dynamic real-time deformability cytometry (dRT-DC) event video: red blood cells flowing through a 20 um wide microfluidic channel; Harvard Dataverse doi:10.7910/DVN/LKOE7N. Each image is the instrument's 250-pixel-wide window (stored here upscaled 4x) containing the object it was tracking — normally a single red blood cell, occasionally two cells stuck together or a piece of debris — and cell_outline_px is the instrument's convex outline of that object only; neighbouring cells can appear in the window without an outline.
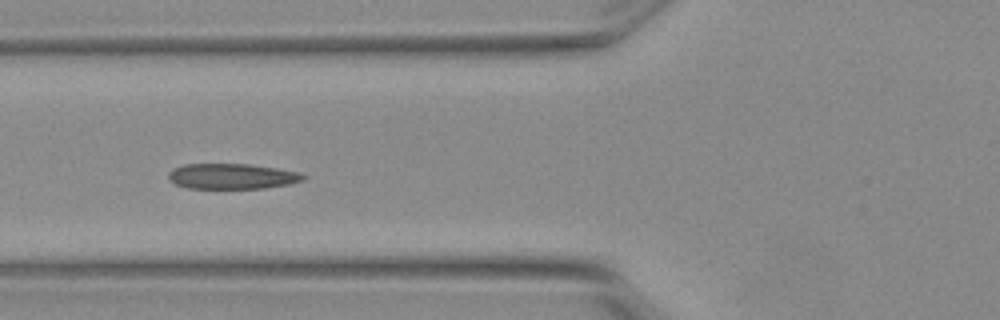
{"species": "Egyptian fruit bat (a non-hibernating species)", "species_latin": "Rousettus aegyptiacus", "temperature_condition": "warm", "stored_images_in_passage": 6, "camera_frame_rate_fps": 3000, "um_per_image_px": 0.085, "animal": {"sex": "female"}, "frame": {"image": 1, "passage_image": 5, "time_ms": 1.333, "image_size_px": [1000, 320], "cell_outline_px": [[308, 176], [304, 180], [292, 184], [264, 188], [188, 188], [176, 184], [168, 180], [168, 172], [172, 168], [184, 164], [248, 164], [276, 168], [300, 172]], "centroid_in_image_um": [19.74, 14.98], "position_along_channel_um": 106.1, "area_um2": 20.17}}
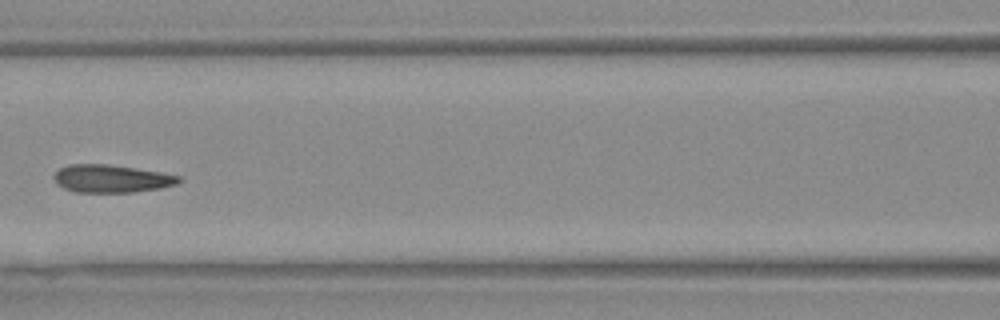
{"frame": {"image": 2, "passage_image": 6, "time_ms": 1.667, "image_size_px": [1000, 320], "cell_outline_px": [[184, 180], [176, 184], [160, 188], [136, 192], [76, 192], [64, 188], [56, 184], [52, 176], [60, 168], [68, 164], [104, 164], [160, 172], [180, 176]], "centroid_in_image_um": [9.46, 15.19], "position_along_channel_um": 157.1, "area_um2": 20.17}}